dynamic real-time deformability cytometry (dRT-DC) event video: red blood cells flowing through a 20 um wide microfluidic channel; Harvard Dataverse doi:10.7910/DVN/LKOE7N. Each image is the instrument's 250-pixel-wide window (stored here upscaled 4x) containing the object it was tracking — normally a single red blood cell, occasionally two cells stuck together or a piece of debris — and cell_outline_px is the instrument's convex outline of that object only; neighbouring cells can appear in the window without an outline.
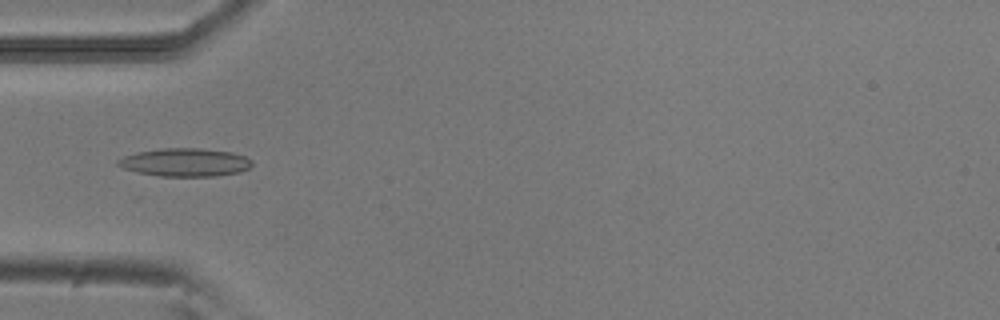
{"species": "common noctule bat (a hibernating species)", "species_latin": "Nyctalus noctula", "temperature_condition": "room temperature", "stored_images_in_passage": 2, "camera_frame_rate_fps": 3000, "um_per_image_px": 0.085, "animal": {"sex": "male", "body_mass_g": 20.5, "forearm_length_mm": 52.5}, "frame": {"image": 1, "passage_image": 1, "time_ms": 0.0, "image_size_px": [1000, 320], "cell_outline_px": [[252, 164], [248, 168], [240, 172], [216, 176], [160, 176], [136, 172], [124, 168], [116, 164], [116, 160], [124, 156], [136, 152], [164, 148], [200, 148], [232, 152], [244, 156], [252, 160]], "centroid_in_image_um": [15.72, 13.8], "position_along_channel_um": 69.3, "area_um2": 22.02}}
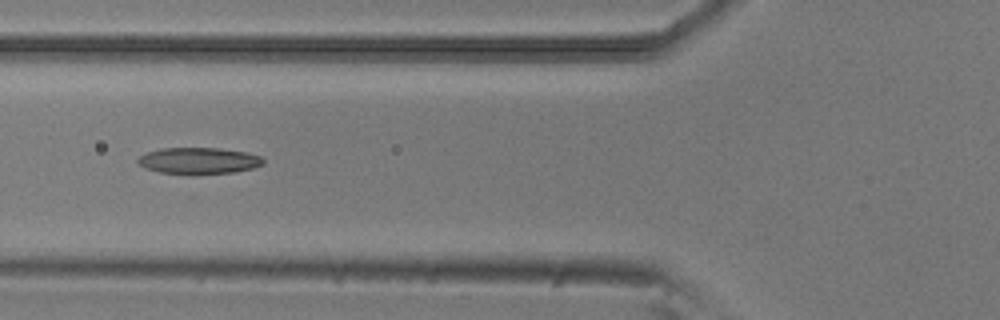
{"frame": {"image": 2, "passage_image": 2, "time_ms": 0.333, "image_size_px": [1000, 320], "cell_outline_px": [[264, 164], [252, 168], [236, 172], [160, 172], [144, 168], [136, 164], [136, 160], [140, 156], [148, 152], [160, 148], [220, 148], [248, 152], [260, 156], [264, 160]], "centroid_in_image_um": [16.89, 13.62], "position_along_channel_um": 108.9, "area_um2": 18.84}}